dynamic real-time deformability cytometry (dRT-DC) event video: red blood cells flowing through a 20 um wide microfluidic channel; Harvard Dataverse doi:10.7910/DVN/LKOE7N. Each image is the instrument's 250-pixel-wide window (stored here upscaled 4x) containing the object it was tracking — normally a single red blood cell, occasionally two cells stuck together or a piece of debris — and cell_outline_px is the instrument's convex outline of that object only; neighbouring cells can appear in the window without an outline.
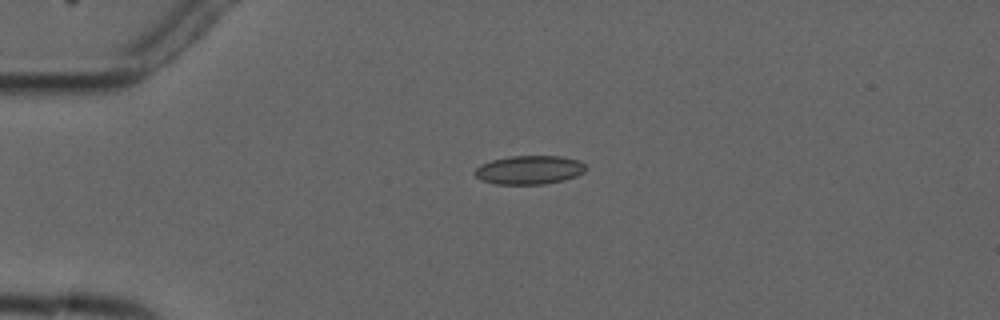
{"species": "common noctule bat (a hibernating species)", "species_latin": "Nyctalus noctula", "temperature_condition": "cold", "stored_images_in_passage": 3, "camera_frame_rate_fps": 3000, "um_per_image_px": 0.085, "animal": {"sex": "male", "forearm_length_mm": 52.5}, "frame": {"image": 1, "passage_image": 1, "time_ms": 0.0, "image_size_px": [1000, 320], "cell_outline_px": [[584, 172], [576, 176], [564, 180], [544, 184], [496, 184], [480, 180], [472, 172], [480, 164], [492, 160], [512, 156], [560, 156], [580, 160], [584, 164]], "centroid_in_image_um": [44.96, 14.44], "position_along_channel_um": 40.0, "area_um2": 18.61}}